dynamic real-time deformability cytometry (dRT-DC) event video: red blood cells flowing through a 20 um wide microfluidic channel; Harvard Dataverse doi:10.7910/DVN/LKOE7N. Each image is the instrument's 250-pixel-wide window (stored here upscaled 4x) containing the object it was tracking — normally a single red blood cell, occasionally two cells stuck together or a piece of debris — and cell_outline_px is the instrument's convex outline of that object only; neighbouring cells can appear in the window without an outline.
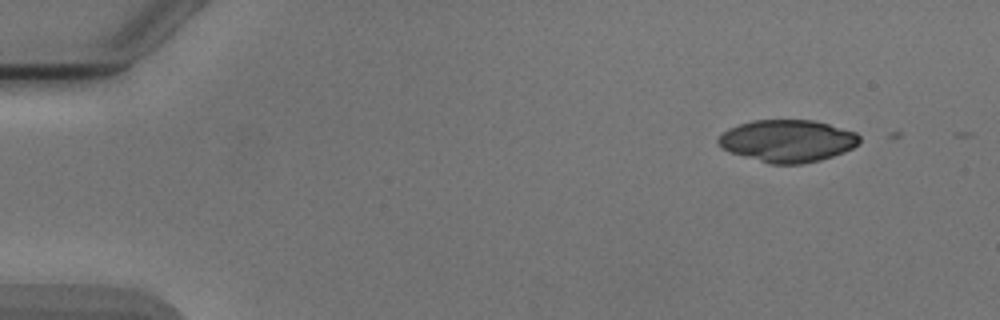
{"species": "Egyptian fruit bat (a non-hibernating species)", "species_latin": "Rousettus aegyptiacus", "temperature_condition": "cold", "stored_images_in_passage": 4, "camera_frame_rate_fps": 3000, "um_per_image_px": 0.085, "animal": {"sex": "male"}, "frame": {"image": 1, "passage_image": 1, "time_ms": 0.0, "image_size_px": [1000, 320], "cell_outline_px": [[860, 140], [852, 148], [844, 152], [820, 160], [800, 164], [768, 164], [732, 152], [716, 144], [716, 140], [728, 128], [752, 120], [812, 120], [828, 124], [856, 132], [860, 136]], "centroid_in_image_um": [66.93, 11.97], "position_along_channel_um": 18.1, "area_um2": 34.56}}